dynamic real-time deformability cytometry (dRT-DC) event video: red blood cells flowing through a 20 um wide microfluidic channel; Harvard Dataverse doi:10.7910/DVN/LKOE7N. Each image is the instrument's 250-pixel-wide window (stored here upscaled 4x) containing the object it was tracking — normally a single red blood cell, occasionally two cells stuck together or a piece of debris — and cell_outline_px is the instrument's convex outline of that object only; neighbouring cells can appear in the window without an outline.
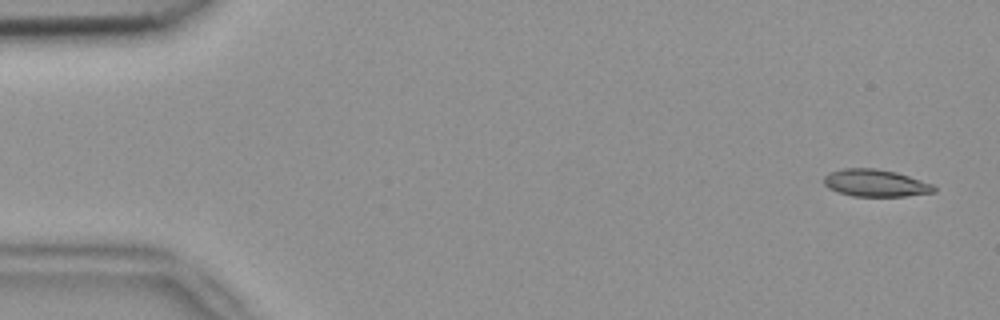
{"species": "common noctule bat (a hibernating species)", "species_latin": "Nyctalus noctula", "temperature_condition": "room temperature", "stored_images_in_passage": 4, "camera_frame_rate_fps": 3000, "um_per_image_px": 0.085, "animal": {"sex": "female", "body_mass_g": 18.4}, "frame": {"image": 1, "passage_image": 1, "time_ms": 0.0, "image_size_px": [1000, 320], "cell_outline_px": [[936, 192], [904, 196], [852, 196], [828, 188], [824, 184], [824, 176], [832, 172], [844, 168], [876, 168], [896, 172], [932, 184], [936, 188]], "centroid_in_image_um": [74.42, 15.56], "position_along_channel_um": 10.6, "area_um2": 17.28}}